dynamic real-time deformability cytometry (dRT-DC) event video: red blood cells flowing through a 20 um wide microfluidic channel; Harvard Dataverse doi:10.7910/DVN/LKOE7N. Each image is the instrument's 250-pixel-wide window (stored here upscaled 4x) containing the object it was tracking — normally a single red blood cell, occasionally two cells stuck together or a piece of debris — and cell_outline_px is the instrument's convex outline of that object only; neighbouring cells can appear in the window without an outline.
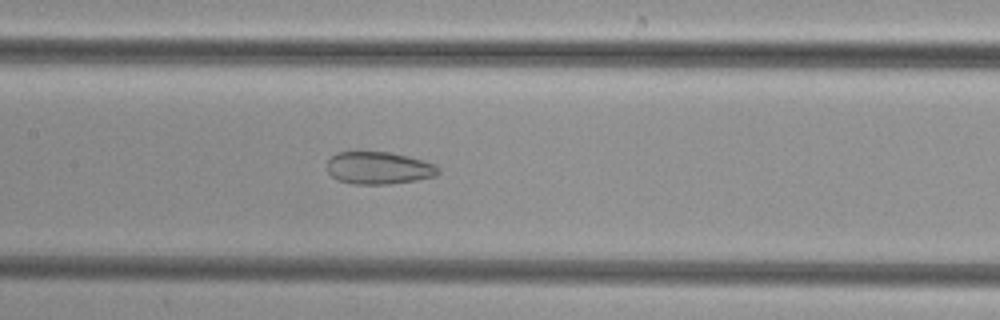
{"species": "common noctule bat (a hibernating species)", "species_latin": "Nyctalus noctula", "temperature_condition": "cold", "stored_images_in_passage": 43, "camera_frame_rate_fps": 3000, "um_per_image_px": 0.085, "animal": {"sex": "female", "body_mass_g": 29.2, "forearm_length_mm": 56.3}, "frame": {"image": 1, "passage_image": 17, "time_ms": 5.333, "image_size_px": [1000, 320], "cell_outline_px": [[440, 172], [436, 176], [416, 180], [388, 184], [352, 184], [336, 180], [328, 172], [328, 160], [336, 152], [388, 152], [408, 156], [436, 164], [440, 168]], "centroid_in_image_um": [32.21, 14.28], "position_along_channel_um": 175.2, "area_um2": 21.1}}
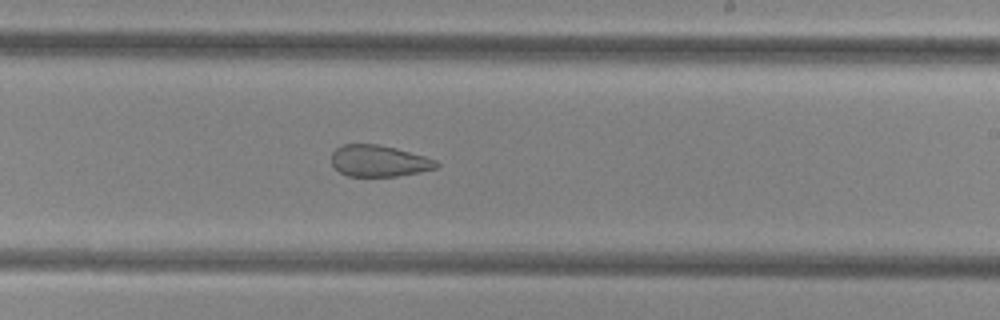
{"frame": {"image": 2, "passage_image": 23, "time_ms": 7.333, "image_size_px": [1000, 320], "cell_outline_px": [[440, 164], [436, 168], [420, 172], [396, 176], [348, 176], [340, 172], [332, 164], [332, 152], [336, 148], [344, 144], [376, 144], [396, 148], [424, 156], [436, 160]], "centroid_in_image_um": [32.21, 13.68], "position_along_channel_um": 256.8, "area_um2": 19.13}}
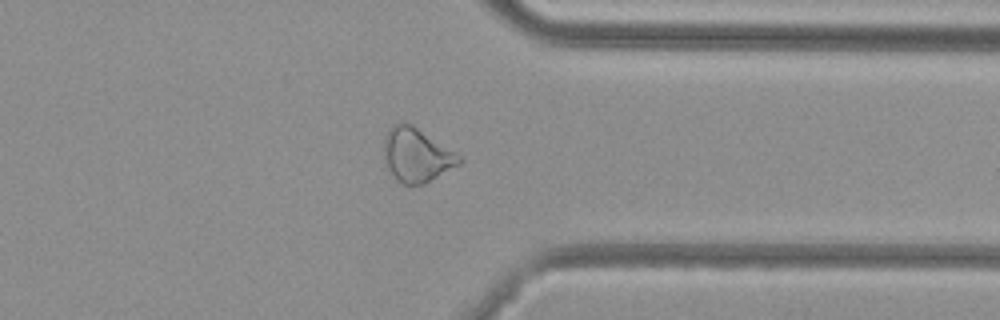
{"frame": {"image": 3, "passage_image": 32, "time_ms": 10.333, "image_size_px": [1000, 320], "cell_outline_px": [[464, 160], [460, 164], [424, 184], [404, 184], [396, 180], [384, 164], [384, 136], [388, 128], [392, 124], [412, 124], [456, 152]], "centroid_in_image_um": [35.39, 13.18], "position_along_channel_um": 376.0, "area_um2": 23.7}}